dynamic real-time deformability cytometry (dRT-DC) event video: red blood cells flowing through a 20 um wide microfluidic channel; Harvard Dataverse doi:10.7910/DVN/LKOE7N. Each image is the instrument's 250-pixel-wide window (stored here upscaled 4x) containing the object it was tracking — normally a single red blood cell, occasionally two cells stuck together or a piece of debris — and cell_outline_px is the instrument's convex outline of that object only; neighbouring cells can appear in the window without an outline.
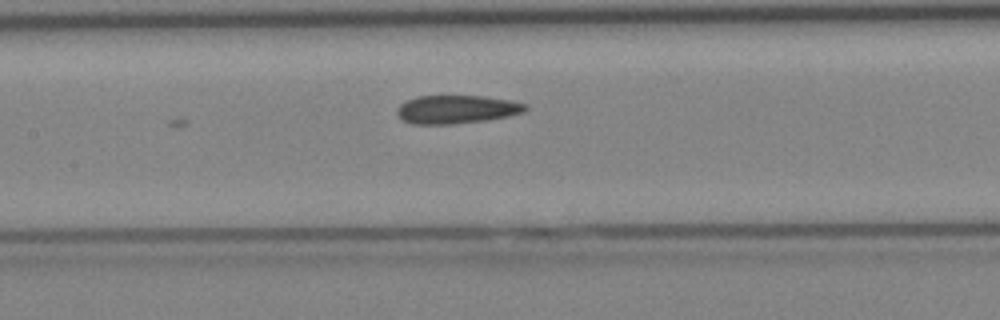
{"species": "Egyptian fruit bat (a non-hibernating species)", "species_latin": "Rousettus aegyptiacus", "temperature_condition": "cold", "stored_images_in_passage": 7, "camera_frame_rate_fps": 3000, "um_per_image_px": 0.085, "animal": {"sex": "female"}, "frame": {"image": 1, "passage_image": 7, "time_ms": 2.0, "image_size_px": [1000, 320], "cell_outline_px": [[528, 108], [524, 112], [508, 116], [484, 120], [452, 124], [412, 124], [404, 120], [396, 112], [396, 108], [400, 104], [416, 96], [484, 96], [508, 100], [528, 104]], "centroid_in_image_um": [38.81, 9.29], "position_along_channel_um": 168.6, "area_um2": 21.1}}